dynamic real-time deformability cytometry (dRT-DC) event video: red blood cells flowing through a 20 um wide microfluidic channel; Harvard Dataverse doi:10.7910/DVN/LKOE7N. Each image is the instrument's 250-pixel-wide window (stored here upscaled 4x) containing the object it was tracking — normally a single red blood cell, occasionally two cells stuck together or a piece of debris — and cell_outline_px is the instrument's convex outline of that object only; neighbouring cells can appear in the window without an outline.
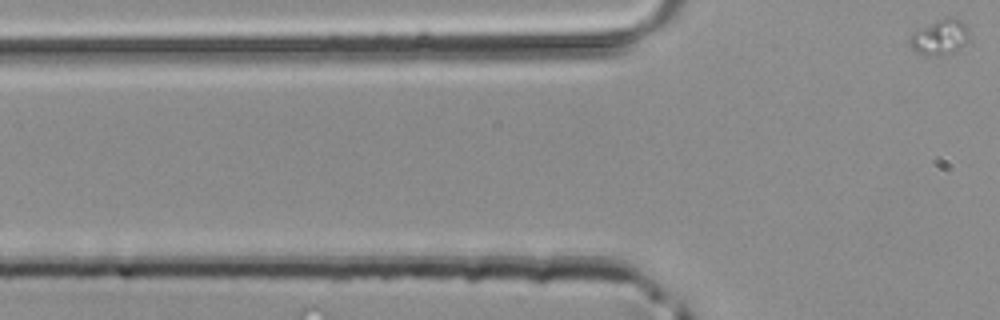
{"species": "common noctule bat (a hibernating species)", "species_latin": "Nyctalus noctula", "temperature_condition": "room temperature", "stored_images_in_passage": 3, "segment_of_instrument_passage": [2, 2], "camera_frame_rate_fps": 3000, "um_per_image_px": 0.085, "animal": {"sex": "male", "body_mass_g": 20.4}, "frame": {"image": 1, "passage_image": 3, "time_ms": 0.667, "image_size_px": [1000, 320], "cell_outline_px": [[968, 36], [964, 44], [960, 48], [952, 52], [940, 56], [924, 56], [916, 52], [908, 44], [908, 40], [912, 32], [916, 28], [940, 20], [956, 16], [968, 28]], "centroid_in_image_um": [79.83, 3.18], "position_along_channel_um": 46.0, "area_um2": 12.37}}